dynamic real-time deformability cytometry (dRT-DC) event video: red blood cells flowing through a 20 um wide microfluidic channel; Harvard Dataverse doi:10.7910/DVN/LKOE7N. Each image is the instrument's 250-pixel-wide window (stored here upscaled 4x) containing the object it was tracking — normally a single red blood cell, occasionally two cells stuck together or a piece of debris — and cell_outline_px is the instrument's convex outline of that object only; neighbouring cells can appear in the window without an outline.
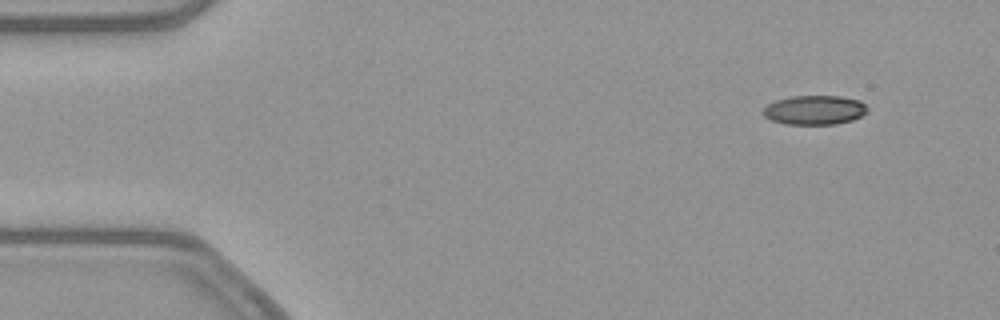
{"species": "common noctule bat (a hibernating species)", "species_latin": "Nyctalus noctula", "temperature_condition": "warm", "stored_images_in_passage": 49, "camera_frame_rate_fps": 3000, "um_per_image_px": 0.085, "animal": {"sex": "female", "body_mass_g": 21.9}, "frame": {"image": 1, "passage_image": 1, "time_ms": 0.0, "image_size_px": [1000, 320], "cell_outline_px": [[868, 112], [852, 120], [836, 124], [784, 124], [772, 120], [764, 116], [760, 112], [768, 104], [776, 100], [792, 96], [840, 96], [860, 100], [868, 108]], "centroid_in_image_um": [69.23, 9.35], "position_along_channel_um": 15.8, "area_um2": 17.86}}
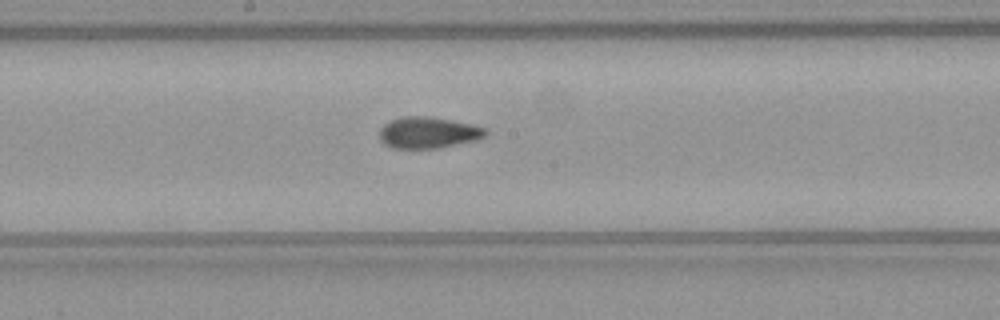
{"frame": {"image": 2, "passage_image": 24, "time_ms": 7.667, "image_size_px": [1000, 320], "cell_outline_px": [[488, 132], [484, 136], [476, 140], [436, 148], [392, 148], [384, 144], [380, 140], [380, 128], [384, 124], [392, 120], [404, 116], [424, 116], [452, 120], [472, 124], [488, 128]], "centroid_in_image_um": [36.4, 11.27], "position_along_channel_um": 211.8, "area_um2": 19.31}}
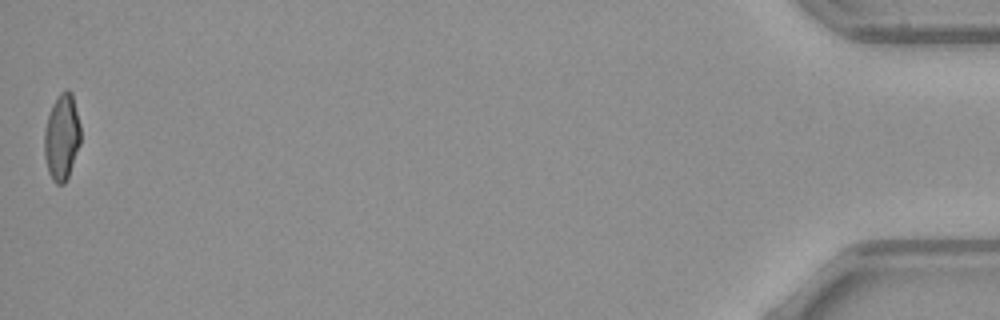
{"frame": {"image": 3, "passage_image": 49, "time_ms": 16.0, "image_size_px": [1000, 320], "cell_outline_px": [[80, 144], [68, 176], [64, 184], [56, 184], [52, 180], [48, 172], [44, 156], [44, 132], [48, 116], [52, 104], [60, 92], [68, 88], [72, 92], [80, 124]], "centroid_in_image_um": [5.25, 11.64], "position_along_channel_um": 430.0, "area_um2": 18.32}, "authors_computed_cell_mechanics": {"area_um2": 18.9584, "velocity_mm_per_s": 3.8737, "shape_relaxation_time_tau1_ms": 9.9281, "shape_relaxation_time_tau2_ms": 1.9118, "deformation_change_tau1": 0.2264, "deformation_change_tau2": 0.0735}}